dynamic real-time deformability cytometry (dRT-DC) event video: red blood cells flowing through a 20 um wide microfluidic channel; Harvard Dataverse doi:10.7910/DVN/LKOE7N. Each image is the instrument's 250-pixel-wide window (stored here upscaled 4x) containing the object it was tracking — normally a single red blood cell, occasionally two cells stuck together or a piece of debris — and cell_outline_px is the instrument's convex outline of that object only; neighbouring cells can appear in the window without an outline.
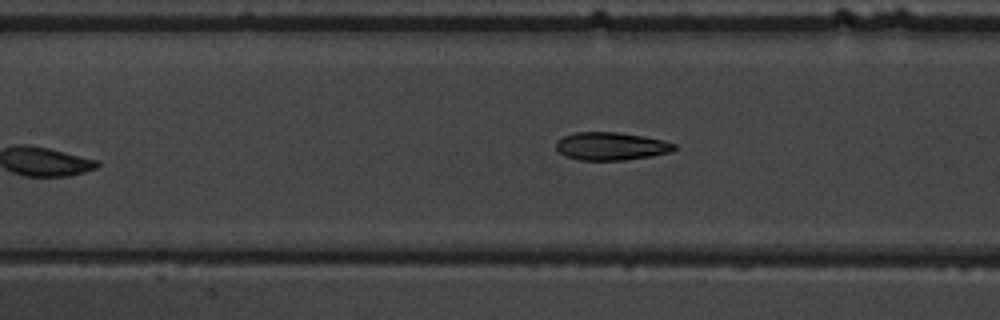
{"species": "common noctule bat (a hibernating species)", "species_latin": "Nyctalus noctula", "temperature_condition": "warm", "stored_images_in_passage": 9, "camera_frame_rate_fps": 3000, "um_per_image_px": 0.085, "animal": {"sex": "male", "body_mass_g": 19.5, "forearm_length_mm": 54.6}, "frame": {"image": 1, "passage_image": 8, "time_ms": 8.333, "image_size_px": [1000, 320], "cell_outline_px": [[676, 148], [672, 152], [652, 156], [624, 160], [580, 160], [564, 156], [556, 148], [556, 140], [572, 132], [616, 132], [644, 136], [664, 140], [676, 144]], "centroid_in_image_um": [51.95, 12.42], "position_along_channel_um": 155.5, "area_um2": 19.42}}
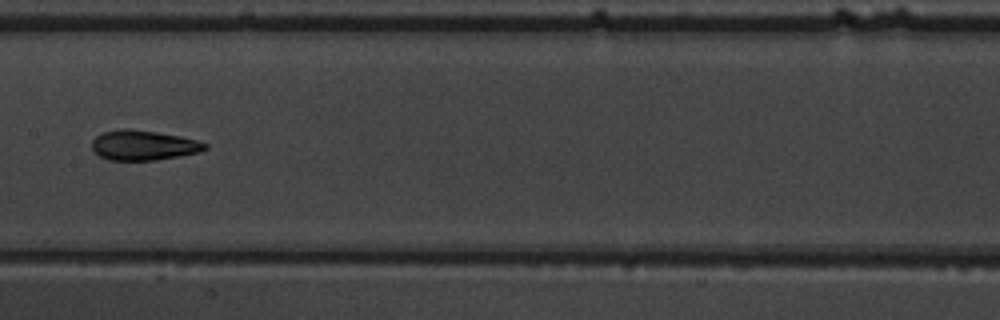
{"frame": {"image": 2, "passage_image": 9, "time_ms": 9.333, "image_size_px": [1000, 320], "cell_outline_px": [[208, 148], [200, 152], [180, 156], [156, 160], [108, 160], [100, 156], [92, 148], [92, 140], [100, 132], [120, 128], [128, 128], [156, 132], [180, 136], [196, 140], [208, 144]], "centroid_in_image_um": [12.18, 12.34], "position_along_channel_um": 195.2, "area_um2": 19.88}}